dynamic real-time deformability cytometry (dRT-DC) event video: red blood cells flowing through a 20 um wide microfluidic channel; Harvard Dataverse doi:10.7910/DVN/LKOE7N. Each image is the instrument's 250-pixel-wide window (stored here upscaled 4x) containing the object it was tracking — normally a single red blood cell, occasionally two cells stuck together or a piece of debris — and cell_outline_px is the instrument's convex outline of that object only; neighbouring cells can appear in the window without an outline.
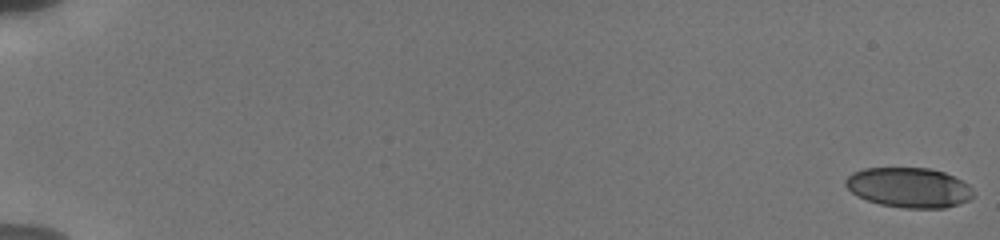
{"species": "human", "species_latin": "Homo sapiens", "temperature_condition": "cold", "stored_images_in_passage": 38, "camera_frame_rate_fps": 3000, "um_per_image_px": 0.085, "donor": {"sex": "male"}, "frame": {"image": 1, "passage_image": 1, "time_ms": 0.0, "image_size_px": [1000, 240], "cell_outline_px": [[972, 196], [968, 200], [944, 208], [904, 208], [880, 204], [868, 200], [852, 192], [844, 184], [844, 180], [852, 172], [864, 168], [928, 168], [944, 172], [968, 184], [972, 188]], "centroid_in_image_um": [77.23, 15.93], "position_along_channel_um": 7.8, "area_um2": 29.48}}
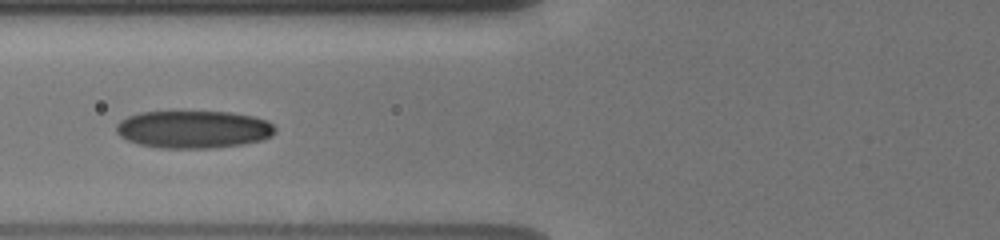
{"frame": {"image": 2, "passage_image": 21, "time_ms": 8.0, "image_size_px": [1000, 240], "cell_outline_px": [[276, 132], [272, 136], [264, 140], [240, 144], [212, 148], [164, 148], [140, 144], [128, 140], [120, 136], [116, 132], [116, 124], [120, 120], [128, 116], [140, 112], [232, 112], [252, 116], [268, 120], [276, 128]], "centroid_in_image_um": [16.47, 10.99], "position_along_channel_um": 109.3, "area_um2": 34.85}}
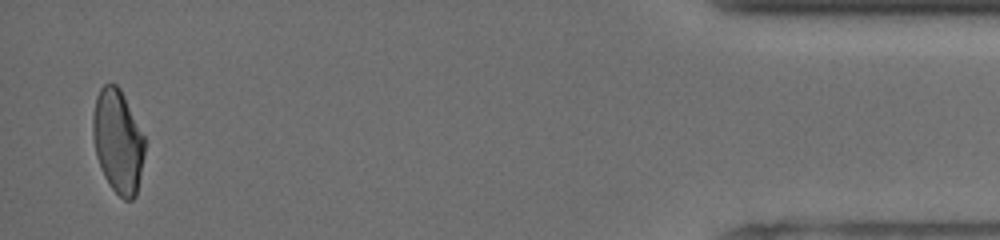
{"frame": {"image": 3, "passage_image": 38, "time_ms": 18.0, "image_size_px": [1000, 240], "cell_outline_px": [[144, 156], [136, 196], [132, 200], [124, 200], [112, 188], [104, 176], [96, 156], [92, 136], [92, 116], [96, 96], [100, 88], [104, 84], [116, 84], [120, 88], [144, 136]], "centroid_in_image_um": [10.0, 12.0], "position_along_channel_um": 425.2, "area_um2": 31.21}, "authors_computed_cell_mechanics": {"area_um2": 32.0501, "velocity_mm_per_s": 3.8398, "shape_relaxation_time_tau1_ms": 7.3078, "shape_relaxation_time_tau2_ms": 3.5435, "deformation_change_tau1": 0.1758, "deformation_change_tau2": 0.0998}}